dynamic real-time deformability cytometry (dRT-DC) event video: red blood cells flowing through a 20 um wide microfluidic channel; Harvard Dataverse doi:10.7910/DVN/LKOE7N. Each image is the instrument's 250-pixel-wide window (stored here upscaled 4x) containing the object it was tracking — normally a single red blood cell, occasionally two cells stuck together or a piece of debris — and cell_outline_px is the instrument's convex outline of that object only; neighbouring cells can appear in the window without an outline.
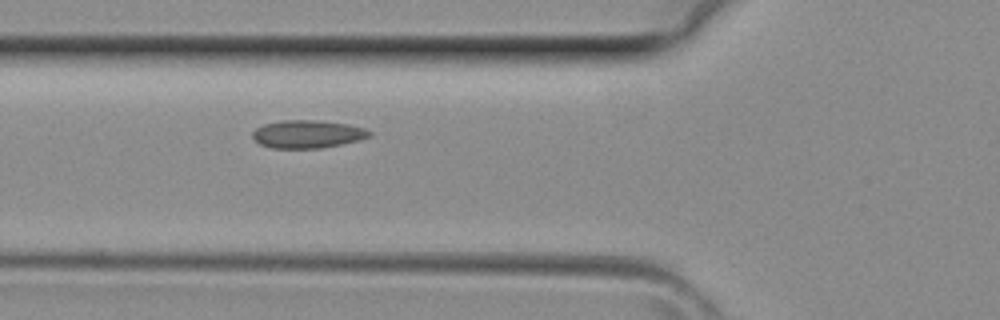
{"species": "common noctule bat (a hibernating species)", "species_latin": "Nyctalus noctula", "temperature_condition": "room temperature", "stored_images_in_passage": 2, "camera_frame_rate_fps": 3000, "um_per_image_px": 0.085, "animal": {"sex": "female", "body_mass_g": 29.2, "forearm_length_mm": 56.3}, "frame": {"image": 1, "passage_image": 2, "time_ms": 0.333, "image_size_px": [1000, 320], "cell_outline_px": [[372, 136], [340, 144], [320, 148], [272, 148], [260, 144], [252, 136], [252, 132], [256, 128], [264, 124], [280, 120], [316, 120], [348, 124], [364, 128], [372, 132]], "centroid_in_image_um": [26.12, 11.39], "position_along_channel_um": 99.7, "area_um2": 18.9}}